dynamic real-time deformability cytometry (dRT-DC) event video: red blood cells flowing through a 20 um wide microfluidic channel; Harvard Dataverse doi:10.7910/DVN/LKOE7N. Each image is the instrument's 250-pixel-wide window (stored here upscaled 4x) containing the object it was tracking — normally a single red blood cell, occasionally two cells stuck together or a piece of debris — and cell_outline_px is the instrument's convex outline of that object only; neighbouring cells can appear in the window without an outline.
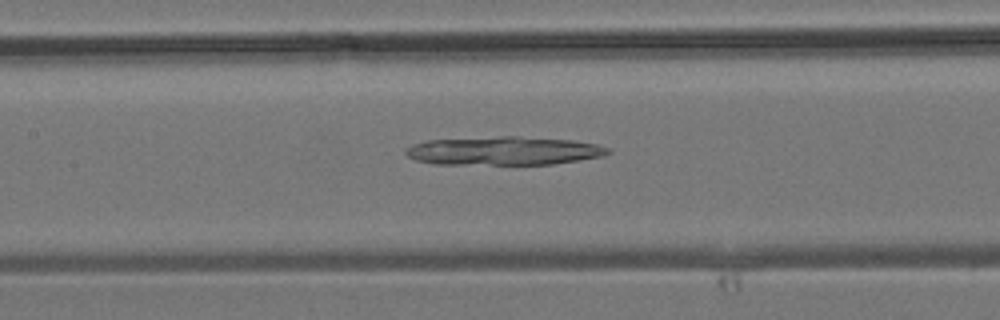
{"species": "common noctule bat (a hibernating species)", "species_latin": "Nyctalus noctula", "temperature_condition": "room temperature", "stored_images_in_passage": 38, "camera_frame_rate_fps": 3000, "um_per_image_px": 0.085, "animal": {"sex": "male", "body_mass_g": 19.2, "forearm_length_mm": 51.8}, "frame": {"image": 1, "passage_image": 14, "time_ms": 4.333, "image_size_px": [1000, 320], "cell_outline_px": [[612, 152], [604, 156], [552, 164], [436, 164], [416, 160], [408, 156], [404, 152], [412, 144], [428, 140], [500, 136], [516, 136], [576, 140], [596, 144], [608, 148]], "centroid_in_image_um": [42.85, 12.81], "position_along_channel_um": 164.6, "area_um2": 33.64}}
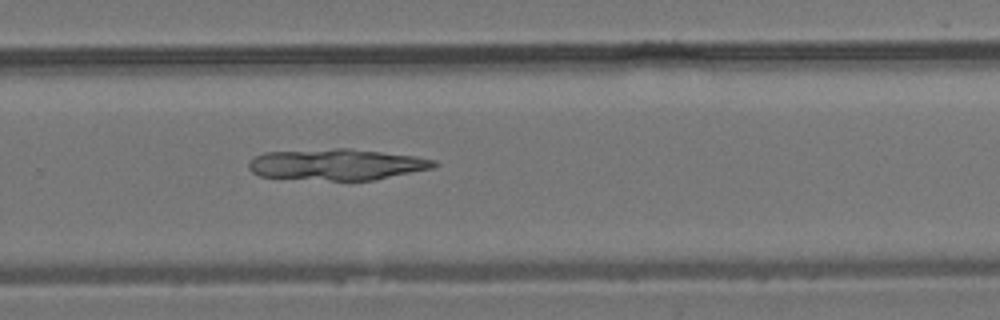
{"frame": {"image": 2, "passage_image": 23, "time_ms": 7.333, "image_size_px": [1000, 320], "cell_outline_px": [[436, 164], [432, 168], [376, 180], [328, 180], [260, 176], [252, 172], [248, 168], [248, 160], [252, 156], [264, 152], [336, 148], [348, 148], [416, 156], [436, 160]], "centroid_in_image_um": [28.59, 13.97], "position_along_channel_um": 301.2, "area_um2": 33.76}}
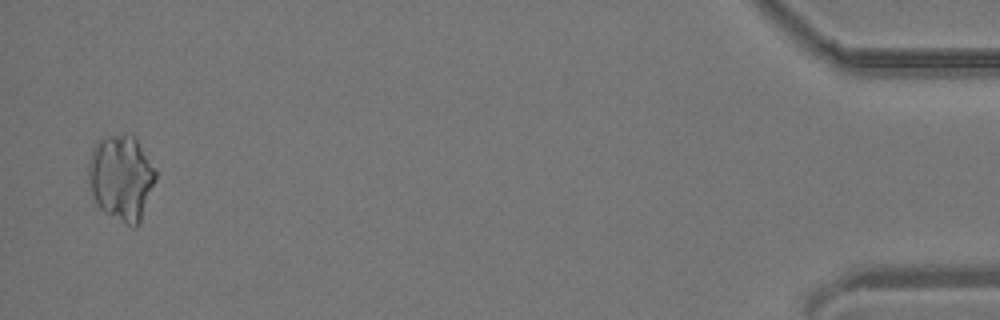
{"frame": {"image": 3, "passage_image": 37, "time_ms": 12.0, "image_size_px": [1000, 320], "cell_outline_px": [[156, 180], [140, 224], [136, 228], [132, 228], [104, 212], [96, 204], [88, 188], [88, 160], [92, 148], [100, 140], [108, 136], [124, 132], [132, 132], [136, 136], [156, 172]], "centroid_in_image_um": [10.3, 15.11], "position_along_channel_um": 424.9, "area_um2": 34.33}}